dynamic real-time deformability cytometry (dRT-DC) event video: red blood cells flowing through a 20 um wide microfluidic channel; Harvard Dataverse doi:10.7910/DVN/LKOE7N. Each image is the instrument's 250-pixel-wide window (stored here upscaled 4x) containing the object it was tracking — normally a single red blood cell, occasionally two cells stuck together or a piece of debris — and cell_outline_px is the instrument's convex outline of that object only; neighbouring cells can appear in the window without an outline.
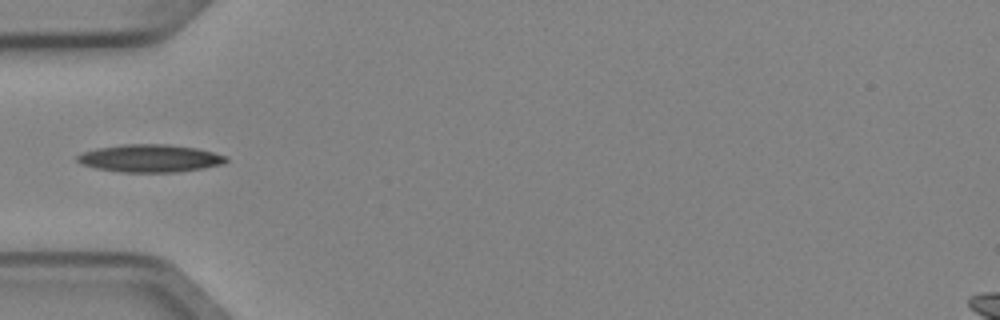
{"species": "Egyptian fruit bat (a non-hibernating species)", "species_latin": "Rousettus aegyptiacus", "temperature_condition": "cold", "stored_images_in_passage": 1, "camera_frame_rate_fps": 3000, "um_per_image_px": 0.085, "animal": {"sex": "female"}, "frame": {"image": 1, "passage_image": 1, "time_ms": 0.0, "image_size_px": [1000, 320], "cell_outline_px": [[228, 160], [224, 164], [204, 168], [176, 172], [120, 172], [96, 168], [80, 164], [76, 160], [76, 156], [84, 152], [96, 148], [124, 144], [168, 144], [196, 148], [212, 152], [224, 156]], "centroid_in_image_um": [12.72, 13.46], "position_along_channel_um": 72.3, "area_um2": 23.99}}